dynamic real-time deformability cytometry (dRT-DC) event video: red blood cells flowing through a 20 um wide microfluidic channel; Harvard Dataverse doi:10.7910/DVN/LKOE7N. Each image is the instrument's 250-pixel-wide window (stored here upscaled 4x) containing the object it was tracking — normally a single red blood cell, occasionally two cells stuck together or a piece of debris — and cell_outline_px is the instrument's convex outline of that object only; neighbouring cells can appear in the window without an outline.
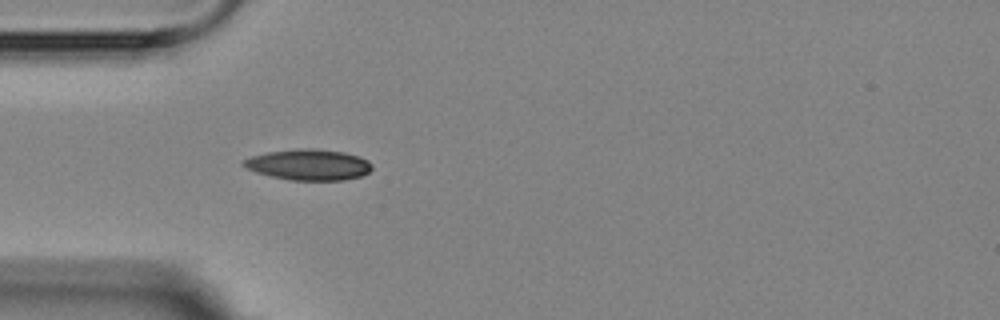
{"species": "Egyptian fruit bat (a non-hibernating species)", "species_latin": "Rousettus aegyptiacus", "temperature_condition": "room temperature", "stored_images_in_passage": 3, "camera_frame_rate_fps": 3000, "um_per_image_px": 0.085, "animal": {"sex": "female"}, "frame": {"image": 1, "passage_image": 3, "time_ms": 2.333, "image_size_px": [1000, 320], "cell_outline_px": [[372, 168], [368, 172], [360, 176], [344, 180], [292, 180], [272, 176], [256, 172], [240, 164], [244, 160], [252, 156], [268, 152], [296, 148], [312, 148], [344, 152], [360, 156], [368, 160], [372, 164]], "centroid_in_image_um": [26.26, 13.99], "position_along_channel_um": 58.7, "area_um2": 23.06}}